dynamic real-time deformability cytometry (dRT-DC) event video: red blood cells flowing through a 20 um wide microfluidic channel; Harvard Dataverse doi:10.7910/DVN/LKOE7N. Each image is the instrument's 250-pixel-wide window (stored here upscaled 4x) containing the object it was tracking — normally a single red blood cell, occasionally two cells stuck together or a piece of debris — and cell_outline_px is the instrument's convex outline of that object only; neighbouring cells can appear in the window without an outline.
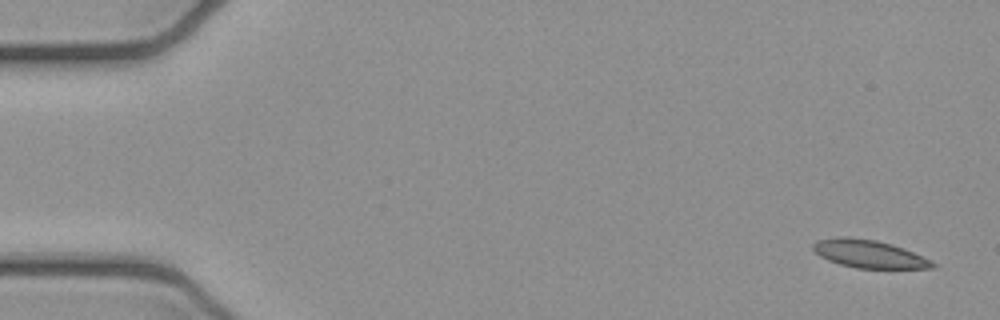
{"species": "common noctule bat (a hibernating species)", "species_latin": "Nyctalus noctula", "temperature_condition": "cold", "stored_images_in_passage": 4, "camera_frame_rate_fps": 3000, "um_per_image_px": 0.085, "animal": {"sex": "female", "body_mass_g": 21.9}, "frame": {"image": 1, "passage_image": 1, "time_ms": 0.0, "image_size_px": [1000, 320], "cell_outline_px": [[940, 264], [936, 268], [856, 268], [840, 264], [828, 260], [820, 256], [812, 248], [812, 244], [816, 240], [848, 236], [876, 240], [892, 244], [904, 248], [932, 260]], "centroid_in_image_um": [73.91, 21.58], "position_along_channel_um": 11.1, "area_um2": 19.54}}